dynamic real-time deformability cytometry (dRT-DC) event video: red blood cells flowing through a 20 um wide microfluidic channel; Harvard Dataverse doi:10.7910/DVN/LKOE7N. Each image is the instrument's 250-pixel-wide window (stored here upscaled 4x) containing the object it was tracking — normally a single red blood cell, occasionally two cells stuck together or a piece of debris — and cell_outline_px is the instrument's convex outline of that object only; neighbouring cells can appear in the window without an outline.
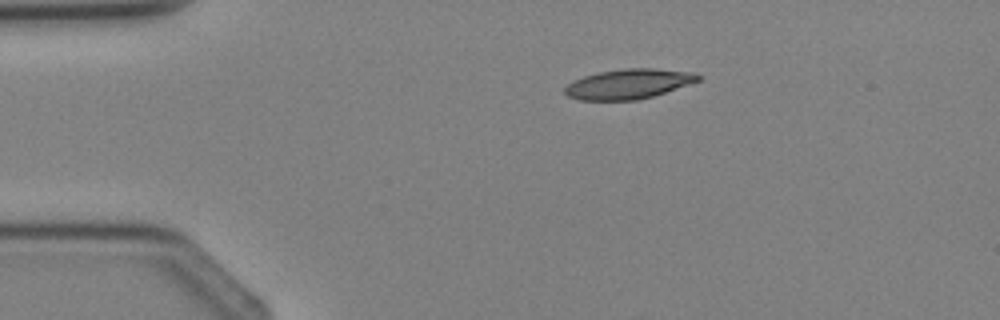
{"species": "Egyptian fruit bat (a non-hibernating species)", "species_latin": "Rousettus aegyptiacus", "temperature_condition": "cold", "stored_images_in_passage": 3, "camera_frame_rate_fps": 3000, "um_per_image_px": 0.085, "animal": {"sex": "female"}, "frame": {"image": 1, "passage_image": 2, "time_ms": 1.333, "image_size_px": [1000, 320], "cell_outline_px": [[700, 80], [652, 96], [636, 100], [580, 100], [568, 96], [564, 92], [564, 88], [572, 80], [584, 76], [600, 72], [624, 68], [652, 68], [696, 72], [700, 76]], "centroid_in_image_um": [53.4, 7.13], "position_along_channel_um": 31.6, "area_um2": 23.06}}